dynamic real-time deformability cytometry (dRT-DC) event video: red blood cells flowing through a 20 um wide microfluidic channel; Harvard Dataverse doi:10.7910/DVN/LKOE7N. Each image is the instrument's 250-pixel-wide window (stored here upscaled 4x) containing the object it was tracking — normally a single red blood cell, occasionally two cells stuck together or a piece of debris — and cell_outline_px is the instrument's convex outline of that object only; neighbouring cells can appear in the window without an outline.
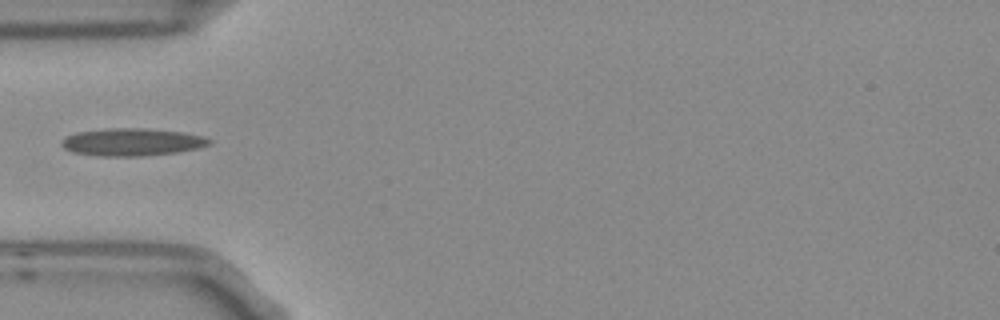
{"species": "Egyptian fruit bat (a non-hibernating species)", "species_latin": "Rousettus aegyptiacus", "temperature_condition": "room temperature", "stored_images_in_passage": 4, "camera_frame_rate_fps": 3000, "um_per_image_px": 0.085, "frame": {"image": 1, "passage_image": 3, "time_ms": 0.667, "image_size_px": [1000, 320], "cell_outline_px": [[212, 140], [208, 144], [196, 148], [176, 152], [140, 156], [100, 156], [72, 152], [64, 148], [60, 144], [60, 140], [76, 132], [108, 128], [148, 128], [184, 132], [204, 136]], "centroid_in_image_um": [11.19, 12.06], "position_along_channel_um": 73.8, "area_um2": 23.7}}
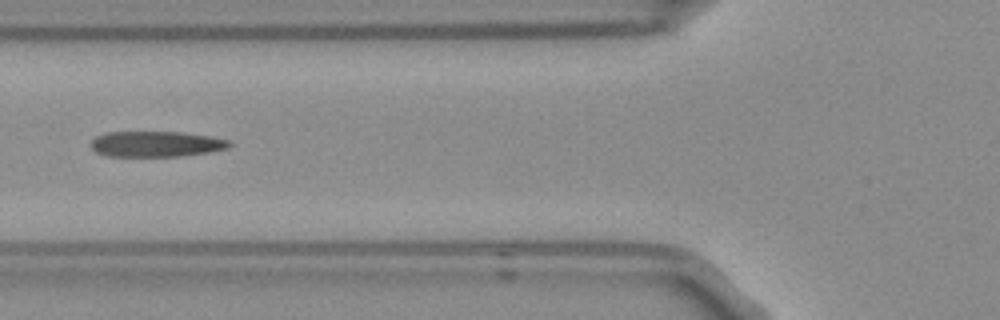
{"frame": {"image": 2, "passage_image": 4, "time_ms": 1.0, "image_size_px": [1000, 320], "cell_outline_px": [[232, 144], [228, 148], [208, 152], [180, 156], [104, 156], [96, 152], [92, 148], [92, 140], [96, 136], [108, 132], [184, 132], [212, 136], [232, 140]], "centroid_in_image_um": [13.31, 12.23], "position_along_channel_um": 112.5, "area_um2": 20.81}}